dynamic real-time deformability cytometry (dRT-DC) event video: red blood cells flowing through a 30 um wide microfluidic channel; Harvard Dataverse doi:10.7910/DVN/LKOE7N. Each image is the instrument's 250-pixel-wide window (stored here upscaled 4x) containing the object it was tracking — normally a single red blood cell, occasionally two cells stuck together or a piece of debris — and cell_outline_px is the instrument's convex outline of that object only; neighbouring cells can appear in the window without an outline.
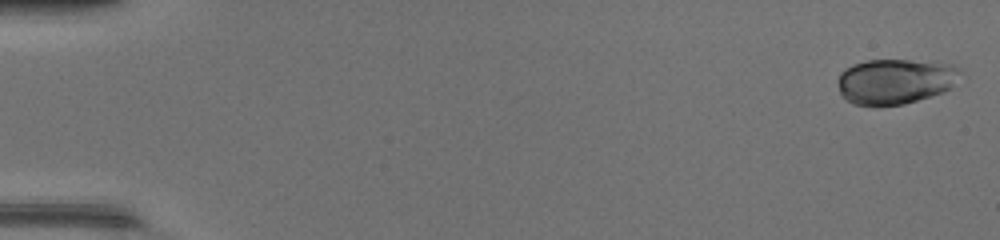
{"species": "common noctule bat (a hibernating species)", "species_latin": "Nyctalus noctula", "temperature_condition": "warm", "stored_images_in_passage": 48, "camera_frame_rate_fps": 3000, "um_per_image_px": 0.085, "animal": {"sex": "female", "body_mass_g": 17.0, "forearm_length_mm": 48.0}, "frame": {"image": 1, "passage_image": 1, "time_ms": 0.0, "image_size_px": [1000, 240], "cell_outline_px": [[960, 72], [952, 88], [944, 92], [904, 104], [880, 108], [852, 104], [840, 92], [836, 80], [840, 72], [844, 68], [852, 64], [868, 60], [908, 60], [952, 64], [960, 68]], "centroid_in_image_um": [76.05, 6.94], "position_along_channel_um": 8.9, "area_um2": 32.89}}
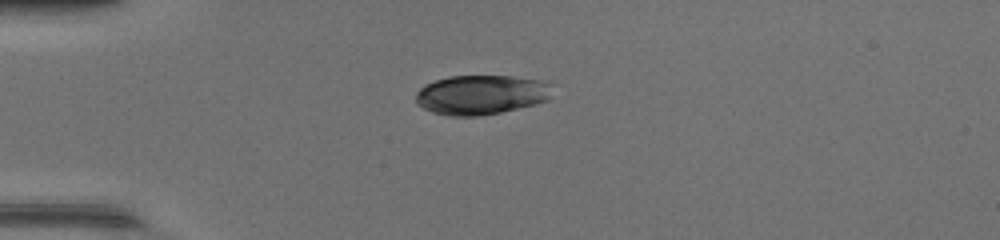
{"frame": {"image": 2, "passage_image": 13, "time_ms": 4.0, "image_size_px": [1000, 240], "cell_outline_px": [[556, 84], [548, 100], [536, 104], [500, 112], [480, 116], [448, 116], [432, 112], [416, 104], [416, 92], [424, 84], [448, 76], [512, 76], [552, 80]], "centroid_in_image_um": [40.98, 8.03], "position_along_channel_um": 44.0, "area_um2": 32.19}}